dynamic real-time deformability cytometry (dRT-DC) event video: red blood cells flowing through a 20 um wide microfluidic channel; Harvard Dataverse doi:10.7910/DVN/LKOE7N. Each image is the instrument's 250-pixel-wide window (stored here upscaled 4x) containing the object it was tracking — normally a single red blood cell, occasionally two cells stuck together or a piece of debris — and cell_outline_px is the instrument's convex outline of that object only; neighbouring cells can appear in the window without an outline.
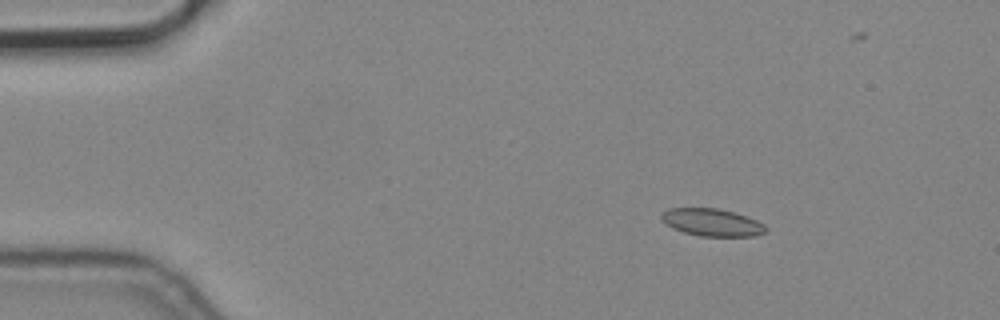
{"species": "common noctule bat (a hibernating species)", "species_latin": "Nyctalus noctula", "temperature_condition": "cold", "stored_images_in_passage": 4, "camera_frame_rate_fps": 3000, "um_per_image_px": 0.085, "animal": {"sex": "male", "body_mass_g": 19.2, "forearm_length_mm": 51.8}, "frame": {"image": 1, "passage_image": 1, "time_ms": 0.0, "image_size_px": [1000, 320], "cell_outline_px": [[768, 228], [764, 232], [756, 236], [700, 236], [684, 232], [672, 228], [660, 216], [668, 208], [720, 208], [748, 216], [764, 224]], "centroid_in_image_um": [60.56, 18.9], "position_along_channel_um": 24.4, "area_um2": 16.65}}